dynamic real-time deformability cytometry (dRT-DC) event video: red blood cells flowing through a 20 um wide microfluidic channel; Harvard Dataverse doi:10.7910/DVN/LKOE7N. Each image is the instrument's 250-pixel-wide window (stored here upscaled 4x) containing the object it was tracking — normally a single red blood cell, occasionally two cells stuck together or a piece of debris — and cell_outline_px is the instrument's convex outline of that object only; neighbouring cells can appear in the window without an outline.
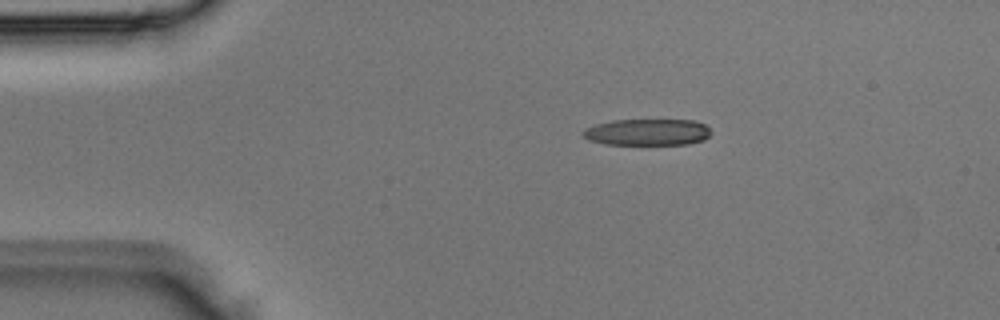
{"species": "Egyptian fruit bat (a non-hibernating species)", "species_latin": "Rousettus aegyptiacus", "temperature_condition": "room temperature", "stored_images_in_passage": 3, "segment_of_instrument_passage": [1, 2], "camera_frame_rate_fps": 3000, "um_per_image_px": 0.085, "animal": {"sex": "male"}, "frame": {"image": 1, "passage_image": 1, "time_ms": 0.0, "image_size_px": [1000, 320], "cell_outline_px": [[712, 132], [704, 140], [688, 144], [604, 144], [588, 140], [580, 132], [596, 124], [612, 120], [692, 120], [704, 124]], "centroid_in_image_um": [55.03, 11.23], "position_along_channel_um": 30.0, "area_um2": 19.71}}